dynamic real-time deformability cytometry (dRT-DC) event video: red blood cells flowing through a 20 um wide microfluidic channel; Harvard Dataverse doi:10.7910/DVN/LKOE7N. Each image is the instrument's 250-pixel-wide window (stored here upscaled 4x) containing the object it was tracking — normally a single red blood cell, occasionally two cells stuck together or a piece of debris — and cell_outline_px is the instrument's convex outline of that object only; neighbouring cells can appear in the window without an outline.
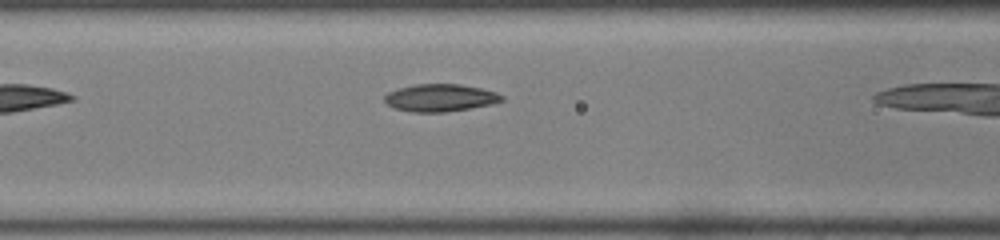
{"species": "common noctule bat (a hibernating species)", "species_latin": "Nyctalus noctula", "temperature_condition": "room temperature", "stored_images_in_passage": 7, "camera_frame_rate_fps": 3000, "um_per_image_px": 0.085, "animal": {"sex": "male", "body_mass_g": 19.0, "forearm_length_mm": 50.8}, "frame": {"image": 1, "passage_image": 6, "time_ms": 1.667, "image_size_px": [1000, 240], "cell_outline_px": [[504, 100], [488, 104], [468, 108], [444, 112], [412, 112], [396, 108], [388, 104], [384, 100], [384, 96], [388, 92], [396, 88], [416, 84], [460, 84], [480, 88], [496, 92], [504, 96]], "centroid_in_image_um": [37.39, 8.3], "position_along_channel_um": 129.2, "area_um2": 18.55}}